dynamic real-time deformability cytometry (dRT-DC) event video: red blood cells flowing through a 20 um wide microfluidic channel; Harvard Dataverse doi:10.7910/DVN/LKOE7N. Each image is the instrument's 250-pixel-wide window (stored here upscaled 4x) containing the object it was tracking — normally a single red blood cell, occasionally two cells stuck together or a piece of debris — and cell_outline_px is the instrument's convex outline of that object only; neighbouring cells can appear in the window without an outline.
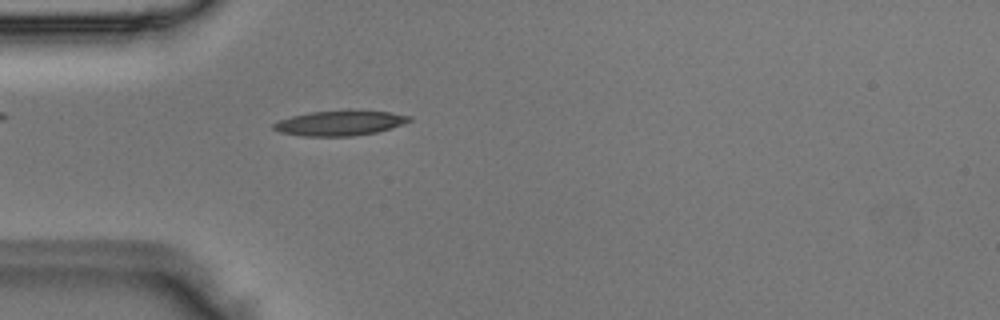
{"species": "Egyptian fruit bat (a non-hibernating species)", "species_latin": "Rousettus aegyptiacus", "temperature_condition": "room temperature", "stored_images_in_passage": 4, "camera_frame_rate_fps": 3000, "um_per_image_px": 0.085, "animal": {"sex": "male"}, "frame": {"image": 1, "passage_image": 4, "time_ms": 1.0, "image_size_px": [1000, 320], "cell_outline_px": [[412, 120], [376, 132], [352, 136], [300, 136], [280, 132], [272, 128], [272, 124], [280, 120], [292, 116], [312, 112], [348, 108], [388, 112], [412, 116]], "centroid_in_image_um": [28.87, 10.43], "position_along_channel_um": 56.1, "area_um2": 20.06}}